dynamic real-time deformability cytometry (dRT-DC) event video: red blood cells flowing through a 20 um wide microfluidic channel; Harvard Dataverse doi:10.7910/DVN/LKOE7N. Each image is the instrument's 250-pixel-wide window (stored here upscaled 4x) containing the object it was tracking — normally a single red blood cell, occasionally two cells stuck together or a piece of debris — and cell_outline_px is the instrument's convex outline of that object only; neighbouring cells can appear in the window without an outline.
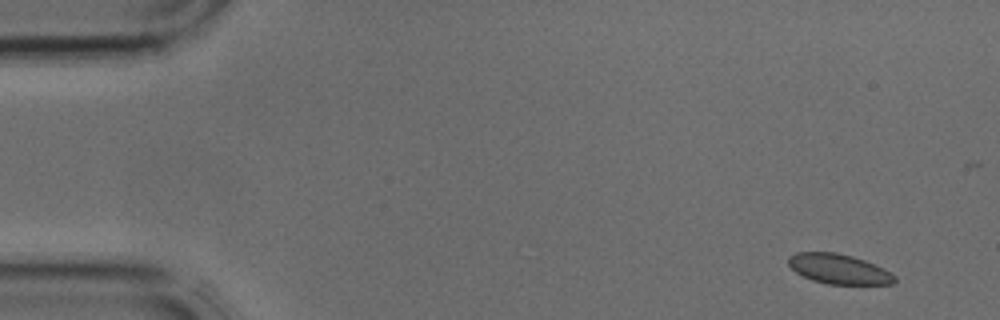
{"species": "common noctule bat (a hibernating species)", "species_latin": "Nyctalus noctula", "temperature_condition": "cold", "stored_images_in_passage": 3, "camera_frame_rate_fps": 3000, "um_per_image_px": 0.085, "animal": {"sex": "male", "body_mass_g": 17.9, "forearm_length_mm": 54.2}, "frame": {"image": 1, "passage_image": 1, "time_ms": 0.0, "image_size_px": [1000, 320], "cell_outline_px": [[896, 280], [892, 284], [828, 284], [812, 280], [796, 272], [788, 264], [788, 256], [796, 252], [836, 252], [852, 256], [864, 260], [896, 276]], "centroid_in_image_um": [71.25, 22.86], "position_along_channel_um": 13.7, "area_um2": 18.26}}
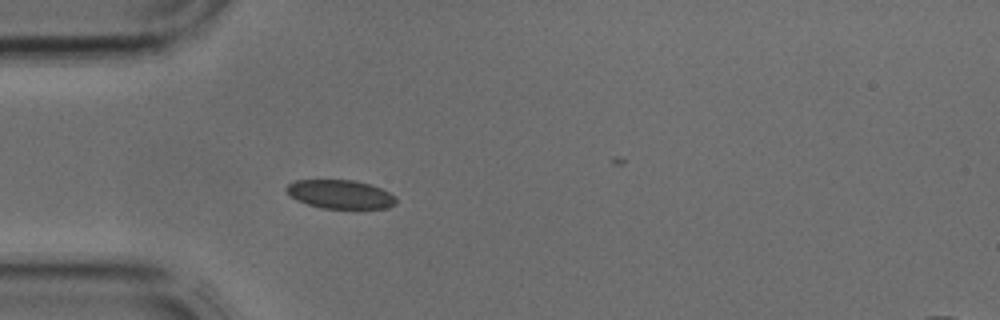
{"frame": {"image": 2, "passage_image": 3, "time_ms": 0.667, "image_size_px": [1000, 320], "cell_outline_px": [[396, 204], [388, 208], [320, 208], [296, 200], [284, 188], [288, 184], [296, 180], [352, 180], [368, 184], [380, 188], [396, 196]], "centroid_in_image_um": [28.92, 16.52], "position_along_channel_um": 56.1, "area_um2": 18.21}}